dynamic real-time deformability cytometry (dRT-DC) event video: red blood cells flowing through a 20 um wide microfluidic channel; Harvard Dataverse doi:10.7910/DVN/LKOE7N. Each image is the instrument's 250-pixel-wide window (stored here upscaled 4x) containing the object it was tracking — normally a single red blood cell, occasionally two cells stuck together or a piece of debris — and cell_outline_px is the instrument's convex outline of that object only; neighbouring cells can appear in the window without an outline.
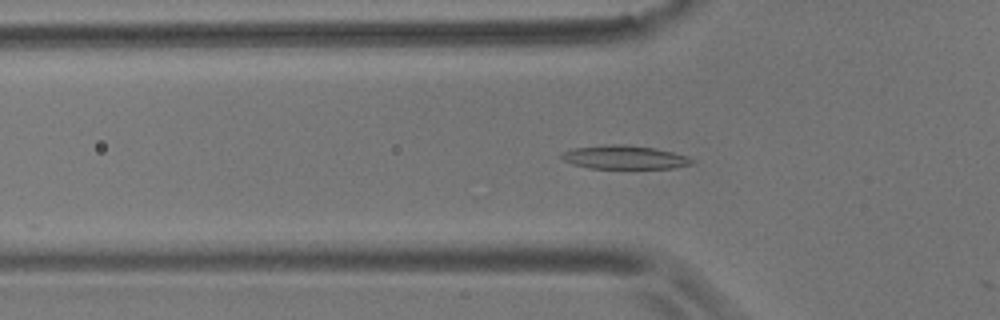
{"species": "common noctule bat (a hibernating species)", "species_latin": "Nyctalus noctula", "temperature_condition": "room temperature", "stored_images_in_passage": 11, "camera_frame_rate_fps": 3000, "um_per_image_px": 0.085, "animal": {"sex": "male", "body_mass_g": 17.9}, "frame": {"image": 1, "passage_image": 10, "time_ms": 3.0, "image_size_px": [1000, 320], "cell_outline_px": [[696, 160], [692, 164], [676, 168], [588, 168], [572, 164], [564, 160], [560, 156], [560, 152], [572, 148], [612, 144], [624, 144], [652, 148], [672, 152]], "centroid_in_image_um": [53.04, 13.37], "position_along_channel_um": 72.8, "area_um2": 17.86}}